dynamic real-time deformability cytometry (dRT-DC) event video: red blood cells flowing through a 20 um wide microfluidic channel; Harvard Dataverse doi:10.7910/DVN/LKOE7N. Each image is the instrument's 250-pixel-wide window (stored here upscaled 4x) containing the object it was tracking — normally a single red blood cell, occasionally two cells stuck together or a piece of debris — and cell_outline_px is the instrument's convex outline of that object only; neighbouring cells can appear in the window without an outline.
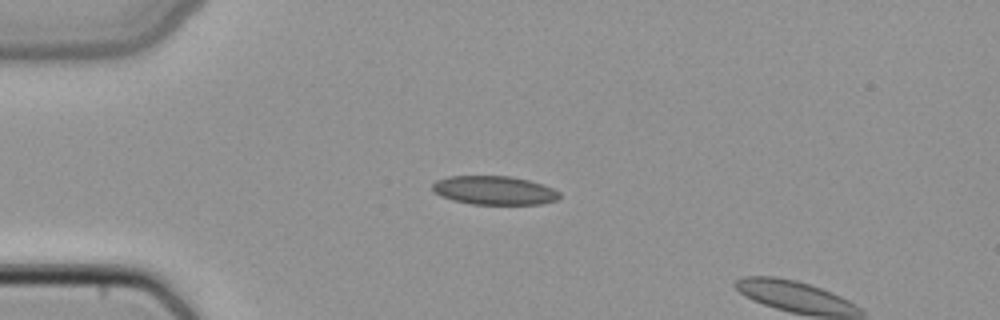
{"species": "common noctule bat (a hibernating species)", "species_latin": "Nyctalus noctula", "temperature_condition": "cold", "stored_images_in_passage": 3, "camera_frame_rate_fps": 3000, "um_per_image_px": 0.085, "animal": {"sex": "female", "body_mass_g": 22.7, "forearm_length_mm": 54.2}, "frame": {"image": 1, "passage_image": 1, "time_ms": 0.0, "image_size_px": [1000, 320], "cell_outline_px": [[560, 196], [556, 200], [540, 204], [472, 204], [452, 200], [440, 196], [432, 192], [432, 184], [436, 180], [448, 176], [508, 176], [528, 180], [552, 188], [560, 192]], "centroid_in_image_um": [41.96, 16.18], "position_along_channel_um": 43.0, "area_um2": 21.27}}